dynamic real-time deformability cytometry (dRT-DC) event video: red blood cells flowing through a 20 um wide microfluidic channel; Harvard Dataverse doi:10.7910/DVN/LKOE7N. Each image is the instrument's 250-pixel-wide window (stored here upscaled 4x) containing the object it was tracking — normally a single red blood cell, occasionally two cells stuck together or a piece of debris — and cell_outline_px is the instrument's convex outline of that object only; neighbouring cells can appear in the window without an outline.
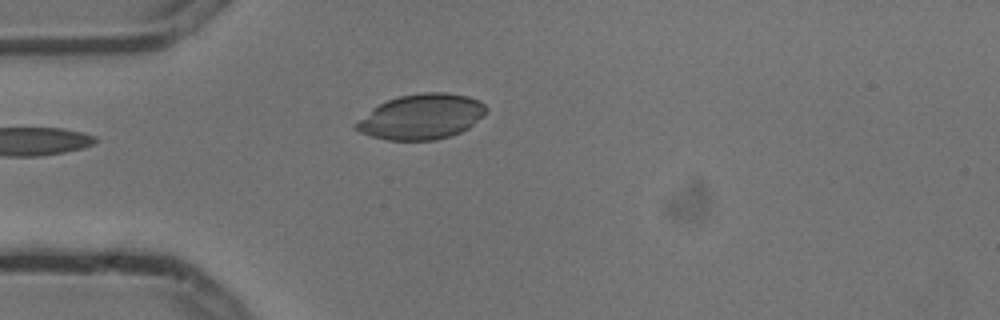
{"species": "common noctule bat (a hibernating species)", "species_latin": "Nyctalus noctula", "temperature_condition": "cold", "stored_images_in_passage": 2, "camera_frame_rate_fps": 3000, "um_per_image_px": 0.085, "animal": {"sex": "male", "body_mass_g": 13.3}, "frame": {"image": 1, "passage_image": 1, "time_ms": 0.0, "image_size_px": [1000, 320], "cell_outline_px": [[488, 112], [484, 116], [468, 128], [460, 132], [436, 140], [388, 140], [372, 136], [360, 132], [352, 128], [352, 124], [372, 108], [388, 100], [400, 96], [424, 92], [448, 92], [468, 96], [480, 100], [488, 108]], "centroid_in_image_um": [35.83, 9.91], "position_along_channel_um": 49.2, "area_um2": 34.51}}